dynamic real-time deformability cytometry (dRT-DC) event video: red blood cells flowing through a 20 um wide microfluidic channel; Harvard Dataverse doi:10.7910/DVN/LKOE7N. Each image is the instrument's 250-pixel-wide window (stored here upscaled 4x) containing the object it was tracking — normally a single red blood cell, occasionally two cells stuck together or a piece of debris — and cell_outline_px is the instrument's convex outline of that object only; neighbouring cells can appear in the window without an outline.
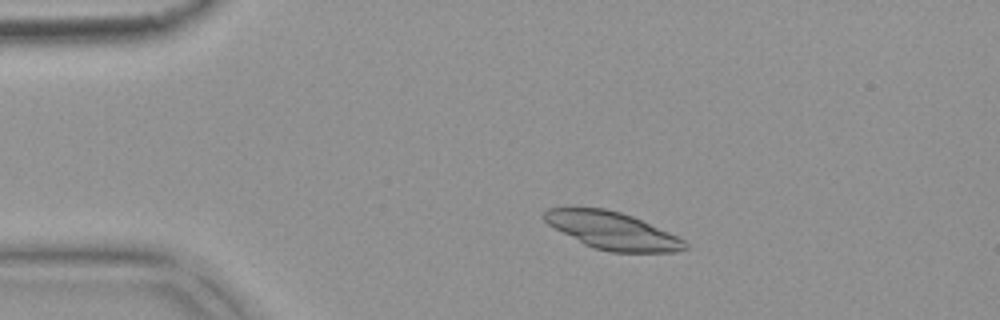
{"species": "common noctule bat (a hibernating species)", "species_latin": "Nyctalus noctula", "temperature_condition": "warm", "stored_images_in_passage": 3, "camera_frame_rate_fps": 3000, "um_per_image_px": 0.085, "animal": {"sex": "female", "body_mass_g": 18.4}, "frame": {"image": 1, "passage_image": 1, "time_ms": 0.0, "image_size_px": [1000, 320], "cell_outline_px": [[688, 248], [676, 252], [612, 252], [592, 248], [584, 244], [548, 224], [540, 216], [548, 208], [604, 208], [620, 212], [632, 216], [668, 232], [684, 240], [688, 244]], "centroid_in_image_um": [52.04, 19.61], "position_along_channel_um": 33.0, "area_um2": 30.35}}